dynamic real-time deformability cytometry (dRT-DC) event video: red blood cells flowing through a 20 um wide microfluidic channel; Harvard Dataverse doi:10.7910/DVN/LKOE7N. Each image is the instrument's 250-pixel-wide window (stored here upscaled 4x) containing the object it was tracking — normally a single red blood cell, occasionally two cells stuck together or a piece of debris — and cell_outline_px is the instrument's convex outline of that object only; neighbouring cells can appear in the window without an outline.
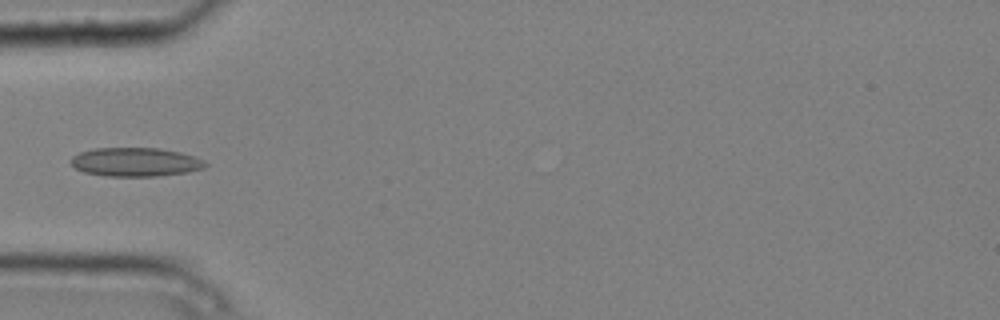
{"species": "common noctule bat (a hibernating species)", "species_latin": "Nyctalus noctula", "temperature_condition": "cold", "stored_images_in_passage": 6, "camera_frame_rate_fps": 3000, "um_per_image_px": 0.085, "animal": {"sex": "male", "body_mass_g": 20.4}, "frame": {"image": 1, "passage_image": 3, "time_ms": 0.667, "image_size_px": [1000, 320], "cell_outline_px": [[208, 164], [204, 168], [188, 172], [156, 176], [104, 176], [84, 172], [76, 168], [68, 160], [72, 156], [80, 152], [96, 148], [160, 148], [180, 152], [196, 156], [204, 160]], "centroid_in_image_um": [11.53, 13.77], "position_along_channel_um": 73.5, "area_um2": 22.72}}
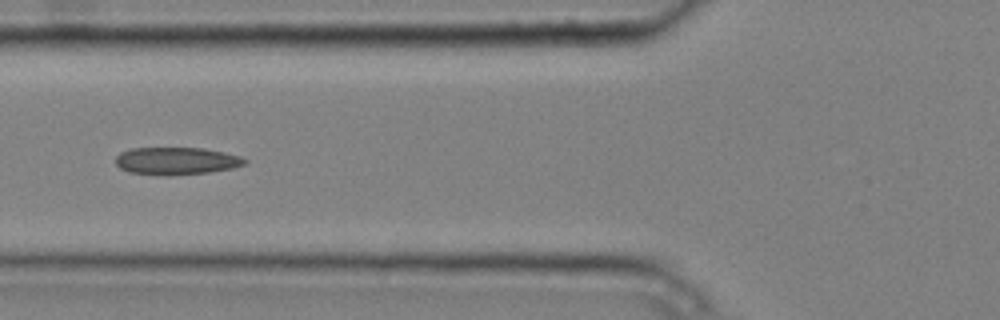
{"frame": {"image": 2, "passage_image": 4, "time_ms": 1.0, "image_size_px": [1000, 320], "cell_outline_px": [[248, 160], [244, 164], [232, 168], [208, 172], [164, 176], [128, 172], [120, 168], [116, 164], [116, 156], [120, 152], [132, 148], [200, 148], [224, 152], [240, 156]], "centroid_in_image_um": [14.96, 13.68], "position_along_channel_um": 110.8, "area_um2": 20.63}}
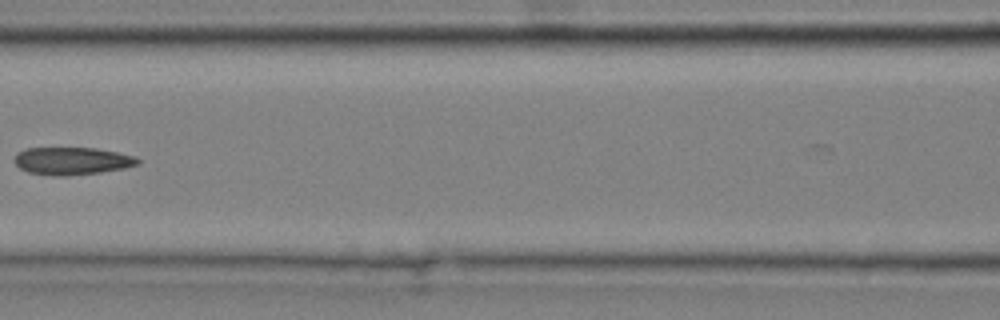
{"frame": {"image": 3, "passage_image": 5, "time_ms": 1.333, "image_size_px": [1000, 320], "cell_outline_px": [[140, 164], [124, 168], [100, 172], [68, 176], [60, 176], [28, 172], [20, 168], [16, 164], [16, 152], [24, 148], [96, 148], [136, 156], [140, 160]], "centroid_in_image_um": [6.15, 13.67], "position_along_channel_um": 160.5, "area_um2": 19.77}}